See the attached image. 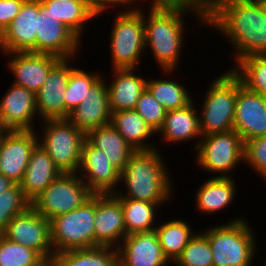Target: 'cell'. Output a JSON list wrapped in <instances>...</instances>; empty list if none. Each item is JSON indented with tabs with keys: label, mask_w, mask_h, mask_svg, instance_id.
I'll use <instances>...</instances> for the list:
<instances>
[{
	"label": "cell",
	"mask_w": 266,
	"mask_h": 266,
	"mask_svg": "<svg viewBox=\"0 0 266 266\" xmlns=\"http://www.w3.org/2000/svg\"><path fill=\"white\" fill-rule=\"evenodd\" d=\"M37 144L36 130H0V174L20 184Z\"/></svg>",
	"instance_id": "cell-13"
},
{
	"label": "cell",
	"mask_w": 266,
	"mask_h": 266,
	"mask_svg": "<svg viewBox=\"0 0 266 266\" xmlns=\"http://www.w3.org/2000/svg\"><path fill=\"white\" fill-rule=\"evenodd\" d=\"M209 84L199 113L201 136L233 130L238 76L230 69Z\"/></svg>",
	"instance_id": "cell-5"
},
{
	"label": "cell",
	"mask_w": 266,
	"mask_h": 266,
	"mask_svg": "<svg viewBox=\"0 0 266 266\" xmlns=\"http://www.w3.org/2000/svg\"><path fill=\"white\" fill-rule=\"evenodd\" d=\"M106 78L102 76L88 89L83 102L70 112L68 120L85 134L111 121Z\"/></svg>",
	"instance_id": "cell-22"
},
{
	"label": "cell",
	"mask_w": 266,
	"mask_h": 266,
	"mask_svg": "<svg viewBox=\"0 0 266 266\" xmlns=\"http://www.w3.org/2000/svg\"><path fill=\"white\" fill-rule=\"evenodd\" d=\"M81 45L82 41L39 1L36 53L76 59Z\"/></svg>",
	"instance_id": "cell-11"
},
{
	"label": "cell",
	"mask_w": 266,
	"mask_h": 266,
	"mask_svg": "<svg viewBox=\"0 0 266 266\" xmlns=\"http://www.w3.org/2000/svg\"><path fill=\"white\" fill-rule=\"evenodd\" d=\"M33 266H58L56 255L44 257Z\"/></svg>",
	"instance_id": "cell-44"
},
{
	"label": "cell",
	"mask_w": 266,
	"mask_h": 266,
	"mask_svg": "<svg viewBox=\"0 0 266 266\" xmlns=\"http://www.w3.org/2000/svg\"><path fill=\"white\" fill-rule=\"evenodd\" d=\"M41 259L36 251L12 242L0 234V266H33Z\"/></svg>",
	"instance_id": "cell-39"
},
{
	"label": "cell",
	"mask_w": 266,
	"mask_h": 266,
	"mask_svg": "<svg viewBox=\"0 0 266 266\" xmlns=\"http://www.w3.org/2000/svg\"><path fill=\"white\" fill-rule=\"evenodd\" d=\"M137 68H113V79L107 82L110 112L133 110L146 89L147 79L137 75Z\"/></svg>",
	"instance_id": "cell-23"
},
{
	"label": "cell",
	"mask_w": 266,
	"mask_h": 266,
	"mask_svg": "<svg viewBox=\"0 0 266 266\" xmlns=\"http://www.w3.org/2000/svg\"><path fill=\"white\" fill-rule=\"evenodd\" d=\"M5 55L9 58L6 69L15 79L13 84L25 87L34 94L43 86L50 70L61 60L51 54L31 51L5 53Z\"/></svg>",
	"instance_id": "cell-17"
},
{
	"label": "cell",
	"mask_w": 266,
	"mask_h": 266,
	"mask_svg": "<svg viewBox=\"0 0 266 266\" xmlns=\"http://www.w3.org/2000/svg\"><path fill=\"white\" fill-rule=\"evenodd\" d=\"M266 14V0H258Z\"/></svg>",
	"instance_id": "cell-46"
},
{
	"label": "cell",
	"mask_w": 266,
	"mask_h": 266,
	"mask_svg": "<svg viewBox=\"0 0 266 266\" xmlns=\"http://www.w3.org/2000/svg\"><path fill=\"white\" fill-rule=\"evenodd\" d=\"M95 247L117 248L126 236L121 202L113 194H95Z\"/></svg>",
	"instance_id": "cell-18"
},
{
	"label": "cell",
	"mask_w": 266,
	"mask_h": 266,
	"mask_svg": "<svg viewBox=\"0 0 266 266\" xmlns=\"http://www.w3.org/2000/svg\"><path fill=\"white\" fill-rule=\"evenodd\" d=\"M90 72L76 67L70 71L69 81L64 92L65 119L68 118L71 111L83 102V99L87 96L88 89L103 76L97 73L98 71L96 73Z\"/></svg>",
	"instance_id": "cell-35"
},
{
	"label": "cell",
	"mask_w": 266,
	"mask_h": 266,
	"mask_svg": "<svg viewBox=\"0 0 266 266\" xmlns=\"http://www.w3.org/2000/svg\"><path fill=\"white\" fill-rule=\"evenodd\" d=\"M26 0H0V35L20 12Z\"/></svg>",
	"instance_id": "cell-42"
},
{
	"label": "cell",
	"mask_w": 266,
	"mask_h": 266,
	"mask_svg": "<svg viewBox=\"0 0 266 266\" xmlns=\"http://www.w3.org/2000/svg\"><path fill=\"white\" fill-rule=\"evenodd\" d=\"M30 206L31 202L18 183L3 191L0 195V234L14 216L25 212Z\"/></svg>",
	"instance_id": "cell-38"
},
{
	"label": "cell",
	"mask_w": 266,
	"mask_h": 266,
	"mask_svg": "<svg viewBox=\"0 0 266 266\" xmlns=\"http://www.w3.org/2000/svg\"><path fill=\"white\" fill-rule=\"evenodd\" d=\"M146 89L150 92L166 111L186 107L192 101H195L188 88L170 79H150L147 80Z\"/></svg>",
	"instance_id": "cell-33"
},
{
	"label": "cell",
	"mask_w": 266,
	"mask_h": 266,
	"mask_svg": "<svg viewBox=\"0 0 266 266\" xmlns=\"http://www.w3.org/2000/svg\"><path fill=\"white\" fill-rule=\"evenodd\" d=\"M118 266H169L155 230L125 236L116 248Z\"/></svg>",
	"instance_id": "cell-21"
},
{
	"label": "cell",
	"mask_w": 266,
	"mask_h": 266,
	"mask_svg": "<svg viewBox=\"0 0 266 266\" xmlns=\"http://www.w3.org/2000/svg\"><path fill=\"white\" fill-rule=\"evenodd\" d=\"M60 174L61 171L55 166L52 158L37 144L31 152L29 163L19 185L24 196L31 202Z\"/></svg>",
	"instance_id": "cell-25"
},
{
	"label": "cell",
	"mask_w": 266,
	"mask_h": 266,
	"mask_svg": "<svg viewBox=\"0 0 266 266\" xmlns=\"http://www.w3.org/2000/svg\"><path fill=\"white\" fill-rule=\"evenodd\" d=\"M39 0H26L20 12L0 35L1 53L35 52Z\"/></svg>",
	"instance_id": "cell-19"
},
{
	"label": "cell",
	"mask_w": 266,
	"mask_h": 266,
	"mask_svg": "<svg viewBox=\"0 0 266 266\" xmlns=\"http://www.w3.org/2000/svg\"><path fill=\"white\" fill-rule=\"evenodd\" d=\"M163 160L158 147L148 151H135L120 172V182L124 187L122 191L118 189L113 195L116 198L150 203L165 204L170 198L172 200L174 182ZM124 188L127 191H124Z\"/></svg>",
	"instance_id": "cell-2"
},
{
	"label": "cell",
	"mask_w": 266,
	"mask_h": 266,
	"mask_svg": "<svg viewBox=\"0 0 266 266\" xmlns=\"http://www.w3.org/2000/svg\"><path fill=\"white\" fill-rule=\"evenodd\" d=\"M134 0H88V5L90 10L97 16L98 15H103V13L106 10H109L110 8L118 7V6H124L126 7L124 10H120V11H129L132 9H135L139 4L134 3ZM131 4L132 7H131ZM130 7H129V6ZM137 5V6H136ZM135 6V7H134Z\"/></svg>",
	"instance_id": "cell-43"
},
{
	"label": "cell",
	"mask_w": 266,
	"mask_h": 266,
	"mask_svg": "<svg viewBox=\"0 0 266 266\" xmlns=\"http://www.w3.org/2000/svg\"><path fill=\"white\" fill-rule=\"evenodd\" d=\"M236 189V180L233 177L206 179L195 194L197 211L207 215L219 213V210L226 209L234 202Z\"/></svg>",
	"instance_id": "cell-26"
},
{
	"label": "cell",
	"mask_w": 266,
	"mask_h": 266,
	"mask_svg": "<svg viewBox=\"0 0 266 266\" xmlns=\"http://www.w3.org/2000/svg\"><path fill=\"white\" fill-rule=\"evenodd\" d=\"M194 103L192 101L186 107L166 112L163 126L156 134H162L161 140L165 141L164 144L197 140L194 143V149L198 148L202 136L199 127V109Z\"/></svg>",
	"instance_id": "cell-24"
},
{
	"label": "cell",
	"mask_w": 266,
	"mask_h": 266,
	"mask_svg": "<svg viewBox=\"0 0 266 266\" xmlns=\"http://www.w3.org/2000/svg\"><path fill=\"white\" fill-rule=\"evenodd\" d=\"M173 264L177 266H213V254L206 235L197 230Z\"/></svg>",
	"instance_id": "cell-37"
},
{
	"label": "cell",
	"mask_w": 266,
	"mask_h": 266,
	"mask_svg": "<svg viewBox=\"0 0 266 266\" xmlns=\"http://www.w3.org/2000/svg\"><path fill=\"white\" fill-rule=\"evenodd\" d=\"M110 123L135 151L157 149L156 144L148 142L157 133L135 109L111 113Z\"/></svg>",
	"instance_id": "cell-28"
},
{
	"label": "cell",
	"mask_w": 266,
	"mask_h": 266,
	"mask_svg": "<svg viewBox=\"0 0 266 266\" xmlns=\"http://www.w3.org/2000/svg\"><path fill=\"white\" fill-rule=\"evenodd\" d=\"M58 266H118L116 248L98 246L55 254Z\"/></svg>",
	"instance_id": "cell-32"
},
{
	"label": "cell",
	"mask_w": 266,
	"mask_h": 266,
	"mask_svg": "<svg viewBox=\"0 0 266 266\" xmlns=\"http://www.w3.org/2000/svg\"><path fill=\"white\" fill-rule=\"evenodd\" d=\"M244 162L266 181V136L244 142Z\"/></svg>",
	"instance_id": "cell-41"
},
{
	"label": "cell",
	"mask_w": 266,
	"mask_h": 266,
	"mask_svg": "<svg viewBox=\"0 0 266 266\" xmlns=\"http://www.w3.org/2000/svg\"><path fill=\"white\" fill-rule=\"evenodd\" d=\"M186 14L189 13L182 10L148 8L147 13L144 10L145 50L151 48L148 53H152L163 75H174L180 64Z\"/></svg>",
	"instance_id": "cell-3"
},
{
	"label": "cell",
	"mask_w": 266,
	"mask_h": 266,
	"mask_svg": "<svg viewBox=\"0 0 266 266\" xmlns=\"http://www.w3.org/2000/svg\"><path fill=\"white\" fill-rule=\"evenodd\" d=\"M230 69L249 91L266 96V54L246 56Z\"/></svg>",
	"instance_id": "cell-34"
},
{
	"label": "cell",
	"mask_w": 266,
	"mask_h": 266,
	"mask_svg": "<svg viewBox=\"0 0 266 266\" xmlns=\"http://www.w3.org/2000/svg\"><path fill=\"white\" fill-rule=\"evenodd\" d=\"M110 52L113 68H137L145 50L144 9L119 11L113 20ZM145 52V53H144Z\"/></svg>",
	"instance_id": "cell-6"
},
{
	"label": "cell",
	"mask_w": 266,
	"mask_h": 266,
	"mask_svg": "<svg viewBox=\"0 0 266 266\" xmlns=\"http://www.w3.org/2000/svg\"><path fill=\"white\" fill-rule=\"evenodd\" d=\"M11 85L0 99V130H35L33 124L39 117L35 94L25 87Z\"/></svg>",
	"instance_id": "cell-20"
},
{
	"label": "cell",
	"mask_w": 266,
	"mask_h": 266,
	"mask_svg": "<svg viewBox=\"0 0 266 266\" xmlns=\"http://www.w3.org/2000/svg\"><path fill=\"white\" fill-rule=\"evenodd\" d=\"M74 58L61 59L48 73L47 79L35 94L39 120L65 119V100L69 73L74 68ZM71 62V63H70Z\"/></svg>",
	"instance_id": "cell-16"
},
{
	"label": "cell",
	"mask_w": 266,
	"mask_h": 266,
	"mask_svg": "<svg viewBox=\"0 0 266 266\" xmlns=\"http://www.w3.org/2000/svg\"><path fill=\"white\" fill-rule=\"evenodd\" d=\"M95 194L82 206L50 220L54 255L68 250L94 248Z\"/></svg>",
	"instance_id": "cell-8"
},
{
	"label": "cell",
	"mask_w": 266,
	"mask_h": 266,
	"mask_svg": "<svg viewBox=\"0 0 266 266\" xmlns=\"http://www.w3.org/2000/svg\"><path fill=\"white\" fill-rule=\"evenodd\" d=\"M77 174L93 194H114L121 184L120 172L101 150L93 147L86 139L82 145Z\"/></svg>",
	"instance_id": "cell-14"
},
{
	"label": "cell",
	"mask_w": 266,
	"mask_h": 266,
	"mask_svg": "<svg viewBox=\"0 0 266 266\" xmlns=\"http://www.w3.org/2000/svg\"><path fill=\"white\" fill-rule=\"evenodd\" d=\"M135 110L156 133L163 126L167 111L157 100L153 98L147 89L142 92Z\"/></svg>",
	"instance_id": "cell-40"
},
{
	"label": "cell",
	"mask_w": 266,
	"mask_h": 266,
	"mask_svg": "<svg viewBox=\"0 0 266 266\" xmlns=\"http://www.w3.org/2000/svg\"><path fill=\"white\" fill-rule=\"evenodd\" d=\"M196 151V165L217 174L213 177H232L231 172L244 161V142L234 130L203 136Z\"/></svg>",
	"instance_id": "cell-9"
},
{
	"label": "cell",
	"mask_w": 266,
	"mask_h": 266,
	"mask_svg": "<svg viewBox=\"0 0 266 266\" xmlns=\"http://www.w3.org/2000/svg\"><path fill=\"white\" fill-rule=\"evenodd\" d=\"M135 3L138 2V3H141L143 0H134Z\"/></svg>",
	"instance_id": "cell-47"
},
{
	"label": "cell",
	"mask_w": 266,
	"mask_h": 266,
	"mask_svg": "<svg viewBox=\"0 0 266 266\" xmlns=\"http://www.w3.org/2000/svg\"><path fill=\"white\" fill-rule=\"evenodd\" d=\"M208 238L213 266H251L257 255L253 228L241 216L202 231Z\"/></svg>",
	"instance_id": "cell-4"
},
{
	"label": "cell",
	"mask_w": 266,
	"mask_h": 266,
	"mask_svg": "<svg viewBox=\"0 0 266 266\" xmlns=\"http://www.w3.org/2000/svg\"><path fill=\"white\" fill-rule=\"evenodd\" d=\"M93 193L77 173H61L31 201V207L47 220L82 206Z\"/></svg>",
	"instance_id": "cell-10"
},
{
	"label": "cell",
	"mask_w": 266,
	"mask_h": 266,
	"mask_svg": "<svg viewBox=\"0 0 266 266\" xmlns=\"http://www.w3.org/2000/svg\"><path fill=\"white\" fill-rule=\"evenodd\" d=\"M80 40L87 21L97 18L90 10L88 1L74 0H39ZM85 27V28H84Z\"/></svg>",
	"instance_id": "cell-30"
},
{
	"label": "cell",
	"mask_w": 266,
	"mask_h": 266,
	"mask_svg": "<svg viewBox=\"0 0 266 266\" xmlns=\"http://www.w3.org/2000/svg\"><path fill=\"white\" fill-rule=\"evenodd\" d=\"M42 123L44 129L36 131L38 144L61 173H77L86 134L68 119H46Z\"/></svg>",
	"instance_id": "cell-7"
},
{
	"label": "cell",
	"mask_w": 266,
	"mask_h": 266,
	"mask_svg": "<svg viewBox=\"0 0 266 266\" xmlns=\"http://www.w3.org/2000/svg\"><path fill=\"white\" fill-rule=\"evenodd\" d=\"M122 205L126 236L132 233L155 230L158 220L156 209L163 203H150L129 198H117ZM156 219V220H155Z\"/></svg>",
	"instance_id": "cell-31"
},
{
	"label": "cell",
	"mask_w": 266,
	"mask_h": 266,
	"mask_svg": "<svg viewBox=\"0 0 266 266\" xmlns=\"http://www.w3.org/2000/svg\"><path fill=\"white\" fill-rule=\"evenodd\" d=\"M1 235L36 251L42 258L54 255L50 241V221L31 206L25 212L14 216Z\"/></svg>",
	"instance_id": "cell-12"
},
{
	"label": "cell",
	"mask_w": 266,
	"mask_h": 266,
	"mask_svg": "<svg viewBox=\"0 0 266 266\" xmlns=\"http://www.w3.org/2000/svg\"><path fill=\"white\" fill-rule=\"evenodd\" d=\"M233 130L243 142L266 136V96L249 91L239 77Z\"/></svg>",
	"instance_id": "cell-15"
},
{
	"label": "cell",
	"mask_w": 266,
	"mask_h": 266,
	"mask_svg": "<svg viewBox=\"0 0 266 266\" xmlns=\"http://www.w3.org/2000/svg\"><path fill=\"white\" fill-rule=\"evenodd\" d=\"M146 2L151 4L150 9L182 10L191 15L193 13L195 19L202 23H199L200 26L207 25L212 18L216 0H147Z\"/></svg>",
	"instance_id": "cell-36"
},
{
	"label": "cell",
	"mask_w": 266,
	"mask_h": 266,
	"mask_svg": "<svg viewBox=\"0 0 266 266\" xmlns=\"http://www.w3.org/2000/svg\"><path fill=\"white\" fill-rule=\"evenodd\" d=\"M206 26L231 43L234 64L249 55L266 54V14L257 0H216Z\"/></svg>",
	"instance_id": "cell-1"
},
{
	"label": "cell",
	"mask_w": 266,
	"mask_h": 266,
	"mask_svg": "<svg viewBox=\"0 0 266 266\" xmlns=\"http://www.w3.org/2000/svg\"><path fill=\"white\" fill-rule=\"evenodd\" d=\"M158 223L155 232L158 236L160 246L164 256L173 264L182 254L196 231H192L193 229L189 223L179 218L165 221V223Z\"/></svg>",
	"instance_id": "cell-29"
},
{
	"label": "cell",
	"mask_w": 266,
	"mask_h": 266,
	"mask_svg": "<svg viewBox=\"0 0 266 266\" xmlns=\"http://www.w3.org/2000/svg\"><path fill=\"white\" fill-rule=\"evenodd\" d=\"M13 184L14 182H12L9 178L5 177L3 174H0V195Z\"/></svg>",
	"instance_id": "cell-45"
},
{
	"label": "cell",
	"mask_w": 266,
	"mask_h": 266,
	"mask_svg": "<svg viewBox=\"0 0 266 266\" xmlns=\"http://www.w3.org/2000/svg\"><path fill=\"white\" fill-rule=\"evenodd\" d=\"M86 140L101 150L119 172L125 168L130 156L135 152L111 123L88 131Z\"/></svg>",
	"instance_id": "cell-27"
}]
</instances>
